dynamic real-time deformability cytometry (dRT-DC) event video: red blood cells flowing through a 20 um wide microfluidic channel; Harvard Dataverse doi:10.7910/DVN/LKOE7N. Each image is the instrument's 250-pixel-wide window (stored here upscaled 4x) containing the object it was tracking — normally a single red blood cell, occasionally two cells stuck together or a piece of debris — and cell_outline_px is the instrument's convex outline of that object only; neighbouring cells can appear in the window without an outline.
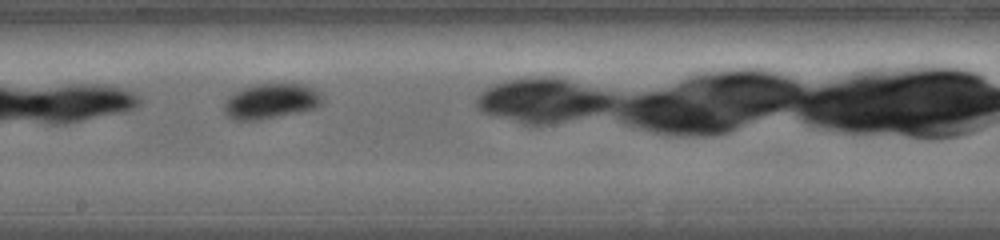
{"species": "common noctule bat (a hibernating species)", "species_latin": "Nyctalus noctula", "temperature_condition": "warm", "stored_images_in_passage": 54, "camera_frame_rate_fps": 5000, "um_per_image_px": 0.085, "animal": {"sex": "female", "body_mass_g": 19.0, "forearm_length_mm": 56.7}, "frame": {"image": 1, "passage_image": 23, "time_ms": 4.2, "image_size_px": [1000, 240], "cell_outline_px": [[324, 100], [316, 108], [300, 112], [260, 120], [236, 120], [228, 116], [224, 112], [224, 104], [228, 96], [244, 88], [256, 84], [300, 84], [312, 88]], "centroid_in_image_um": [23.01, 8.62], "position_along_channel_um": 225.2, "area_um2": 19.88}}